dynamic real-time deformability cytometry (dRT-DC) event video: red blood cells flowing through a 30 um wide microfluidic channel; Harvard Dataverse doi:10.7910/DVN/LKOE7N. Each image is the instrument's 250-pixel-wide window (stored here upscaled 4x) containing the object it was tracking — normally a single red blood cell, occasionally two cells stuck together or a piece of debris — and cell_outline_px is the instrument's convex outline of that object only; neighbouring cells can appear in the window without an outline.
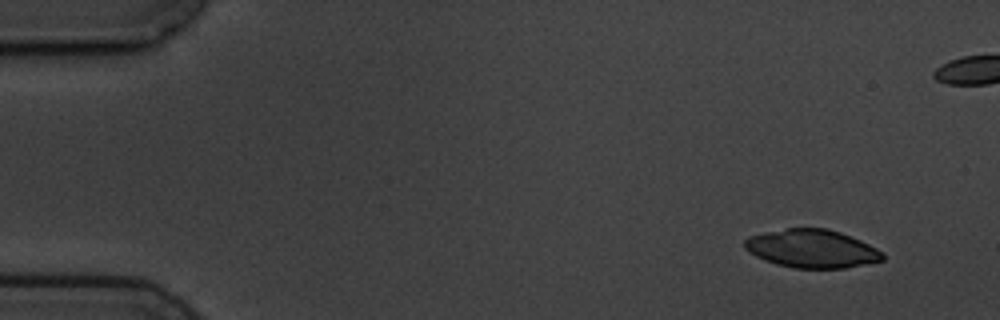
{"species": "common noctule bat (a hibernating species)", "species_latin": "Nyctalus noctula", "temperature_condition": "cold", "stored_images_in_passage": 6, "camera_frame_rate_fps": 3000, "um_per_image_px": 0.085, "animal": {"sex": "male", "body_mass_g": 19.5, "forearm_length_mm": 54.6}, "frame": {"image": 1, "passage_image": 1, "time_ms": 0.0, "image_size_px": [1000, 320], "cell_outline_px": [[884, 260], [844, 268], [792, 268], [776, 264], [764, 260], [748, 252], [744, 248], [744, 240], [748, 236], [764, 232], [788, 228], [828, 228], [840, 232], [860, 240], [884, 252]], "centroid_in_image_um": [68.98, 21.13], "position_along_channel_um": 16.0, "area_um2": 30.87}}